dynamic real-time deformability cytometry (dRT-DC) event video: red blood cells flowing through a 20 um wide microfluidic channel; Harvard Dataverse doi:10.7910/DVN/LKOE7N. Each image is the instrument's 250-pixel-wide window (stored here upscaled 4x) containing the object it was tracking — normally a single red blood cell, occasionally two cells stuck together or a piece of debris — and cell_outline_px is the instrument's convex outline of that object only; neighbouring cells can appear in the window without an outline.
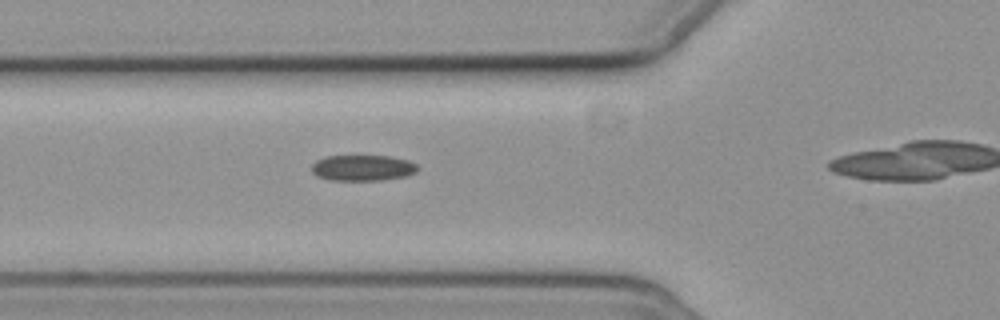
{"species": "common noctule bat (a hibernating species)", "species_latin": "Nyctalus noctula", "temperature_condition": "cold", "stored_images_in_passage": 5, "camera_frame_rate_fps": 3000, "um_per_image_px": 0.085, "animal": {"sex": "female", "body_mass_g": 19.3, "forearm_length_mm": 54.1}, "frame": {"image": 1, "passage_image": 4, "time_ms": 3.333, "image_size_px": [1000, 320], "cell_outline_px": [[420, 168], [416, 172], [408, 176], [380, 180], [332, 180], [316, 176], [312, 172], [312, 164], [316, 160], [324, 156], [392, 156], [408, 160], [416, 164]], "centroid_in_image_um": [30.85, 14.26], "position_along_channel_um": 95.0, "area_um2": 16.13}}